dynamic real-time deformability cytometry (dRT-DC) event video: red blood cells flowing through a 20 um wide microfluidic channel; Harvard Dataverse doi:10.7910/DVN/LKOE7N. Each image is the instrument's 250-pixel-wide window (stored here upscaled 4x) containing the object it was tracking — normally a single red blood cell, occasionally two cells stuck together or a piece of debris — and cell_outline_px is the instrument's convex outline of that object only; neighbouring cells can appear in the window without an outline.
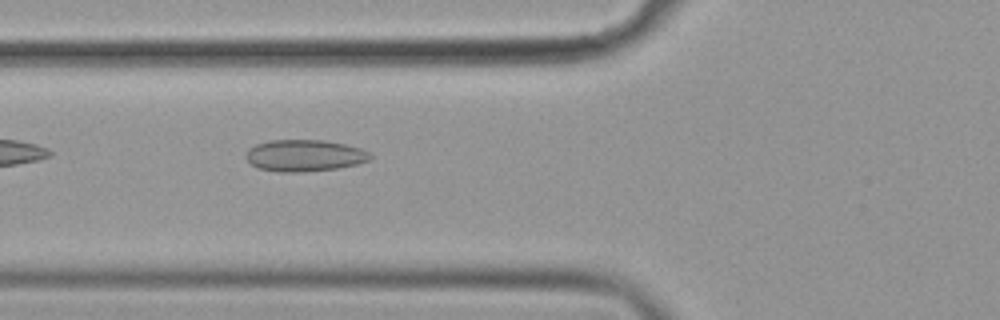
{"species": "common noctule bat (a hibernating species)", "species_latin": "Nyctalus noctula", "temperature_condition": "cold", "stored_images_in_passage": 31, "camera_frame_rate_fps": 3000, "um_per_image_px": 0.085, "animal": {"sex": "female", "body_mass_g": 19.9}, "frame": {"image": 1, "passage_image": 3, "time_ms": 0.667, "image_size_px": [1000, 320], "cell_outline_px": [[372, 160], [356, 164], [336, 168], [300, 172], [276, 172], [256, 168], [244, 156], [248, 148], [256, 144], [268, 140], [324, 140], [344, 144], [360, 148], [368, 152], [372, 156]], "centroid_in_image_um": [25.84, 13.22], "position_along_channel_um": 100.0, "area_um2": 23.06}}
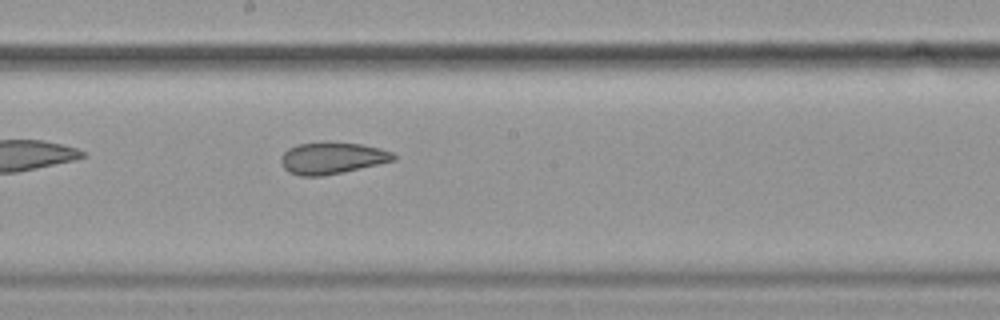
{"frame": {"image": 2, "passage_image": 13, "time_ms": 4.0, "image_size_px": [1000, 320], "cell_outline_px": [[396, 160], [344, 172], [320, 176], [300, 176], [288, 172], [284, 168], [280, 160], [280, 156], [288, 148], [296, 144], [328, 140], [360, 144], [380, 148], [392, 152], [396, 156]], "centroid_in_image_um": [28.2, 13.41], "position_along_channel_um": 220.0, "area_um2": 21.27}}
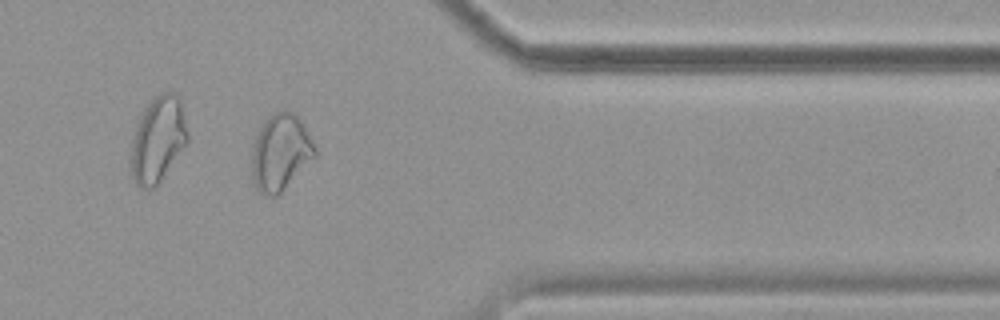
{"frame": {"image": 3, "passage_image": 28, "time_ms": 9.0, "image_size_px": [1000, 320], "cell_outline_px": [[316, 156], [276, 196], [264, 196], [252, 184], [252, 152], [256, 136], [264, 120], [268, 116], [284, 108], [292, 112], [300, 120], [312, 140], [316, 148]], "centroid_in_image_um": [23.82, 12.95], "position_along_channel_um": 387.6, "area_um2": 27.92}}